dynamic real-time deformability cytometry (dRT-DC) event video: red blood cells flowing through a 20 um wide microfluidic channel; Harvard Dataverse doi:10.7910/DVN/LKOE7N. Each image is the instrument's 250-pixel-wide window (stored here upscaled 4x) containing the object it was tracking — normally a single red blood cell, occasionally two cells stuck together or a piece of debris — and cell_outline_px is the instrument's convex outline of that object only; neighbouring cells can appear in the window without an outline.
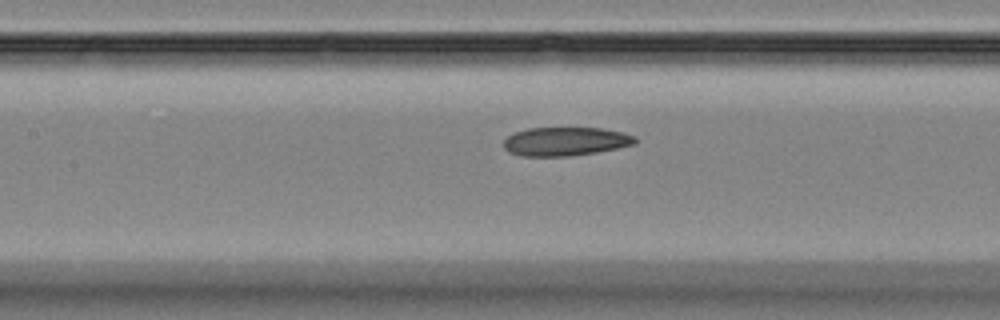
{"species": "Egyptian fruit bat (a non-hibernating species)", "species_latin": "Rousettus aegyptiacus", "temperature_condition": "room temperature", "stored_images_in_passage": 9, "camera_frame_rate_fps": 3000, "um_per_image_px": 0.085, "animal": {"sex": "female"}, "frame": {"image": 1, "passage_image": 9, "time_ms": 11.0, "image_size_px": [1000, 320], "cell_outline_px": [[636, 144], [596, 152], [568, 156], [520, 156], [508, 152], [504, 148], [504, 140], [508, 136], [516, 132], [528, 128], [604, 128], [624, 132], [636, 136]], "centroid_in_image_um": [48.07, 12.02], "position_along_channel_um": 159.3, "area_um2": 22.02}}